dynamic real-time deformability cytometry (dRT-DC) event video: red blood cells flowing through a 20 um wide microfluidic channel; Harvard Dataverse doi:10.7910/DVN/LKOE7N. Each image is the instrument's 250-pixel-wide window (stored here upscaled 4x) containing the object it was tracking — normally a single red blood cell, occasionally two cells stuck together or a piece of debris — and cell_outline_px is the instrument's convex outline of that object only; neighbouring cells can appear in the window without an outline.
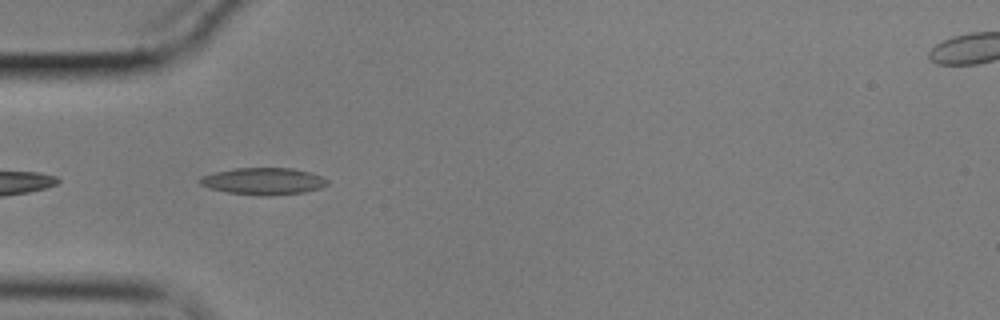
{"species": "common noctule bat (a hibernating species)", "species_latin": "Nyctalus noctula", "temperature_condition": "cold", "stored_images_in_passage": 25, "camera_frame_rate_fps": 3000, "um_per_image_px": 0.085, "animal": {"sex": "male", "body_mass_g": 17.9}, "frame": {"image": 1, "passage_image": 1, "time_ms": 0.0, "image_size_px": [1000, 320], "cell_outline_px": [[328, 184], [320, 188], [304, 192], [272, 196], [260, 196], [228, 192], [208, 188], [200, 184], [196, 180], [200, 176], [232, 168], [292, 168], [308, 172], [320, 176], [328, 180]], "centroid_in_image_um": [22.34, 15.41], "position_along_channel_um": 62.7, "area_um2": 20.11}}
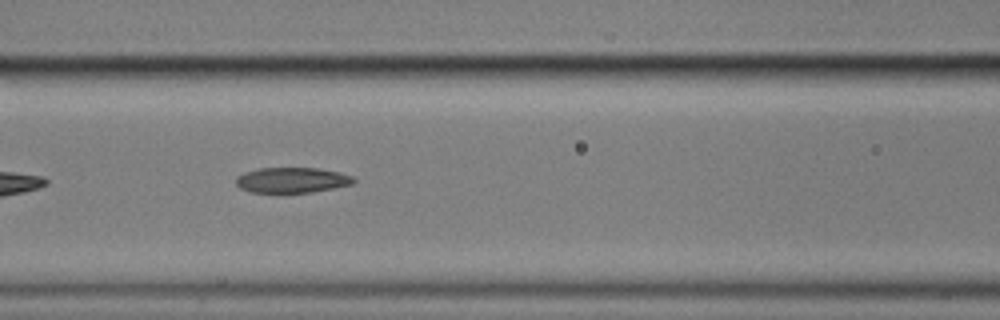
{"frame": {"image": 2, "passage_image": 8, "time_ms": 2.333, "image_size_px": [1000, 320], "cell_outline_px": [[356, 180], [352, 184], [312, 192], [252, 192], [240, 188], [236, 184], [236, 176], [244, 172], [260, 168], [320, 168], [340, 172], [352, 176]], "centroid_in_image_um": [24.81, 15.3], "position_along_channel_um": 141.8, "area_um2": 17.34}}
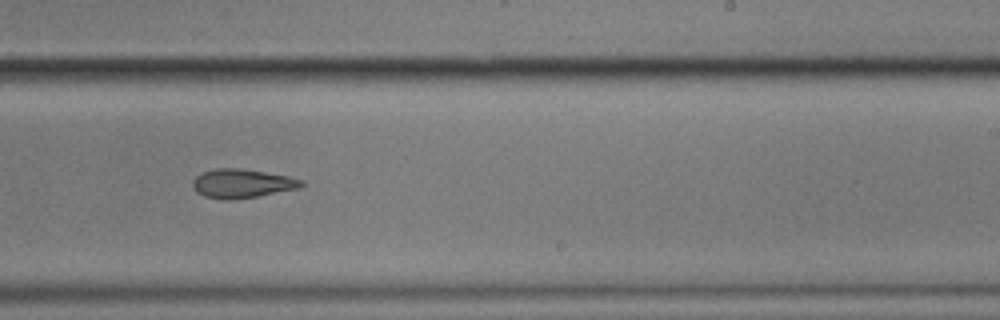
{"frame": {"image": 3, "passage_image": 19, "time_ms": 6.0, "image_size_px": [1000, 320], "cell_outline_px": [[304, 184], [300, 188], [256, 196], [232, 200], [224, 200], [204, 196], [196, 192], [192, 184], [192, 180], [196, 176], [204, 172], [216, 168], [240, 168], [288, 176], [304, 180]], "centroid_in_image_um": [20.56, 15.6], "position_along_channel_um": 268.4, "area_um2": 18.26}}